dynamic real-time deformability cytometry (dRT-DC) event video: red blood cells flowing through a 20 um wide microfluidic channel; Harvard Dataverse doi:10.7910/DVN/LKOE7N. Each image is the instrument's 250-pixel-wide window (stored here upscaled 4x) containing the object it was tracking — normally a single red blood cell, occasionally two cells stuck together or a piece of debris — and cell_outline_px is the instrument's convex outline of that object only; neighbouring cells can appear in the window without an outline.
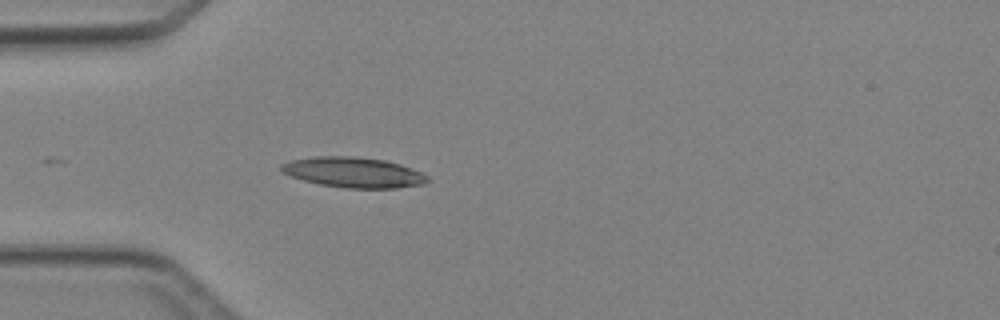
{"species": "Egyptian fruit bat (a non-hibernating species)", "species_latin": "Rousettus aegyptiacus", "temperature_condition": "cold", "stored_images_in_passage": 3, "camera_frame_rate_fps": 3000, "um_per_image_px": 0.085, "animal": {"sex": "female"}, "frame": {"image": 1, "passage_image": 3, "time_ms": 3.333, "image_size_px": [1000, 320], "cell_outline_px": [[432, 180], [424, 184], [396, 188], [344, 188], [320, 184], [304, 180], [292, 176], [284, 172], [280, 168], [280, 164], [292, 160], [316, 156], [356, 156], [384, 160], [400, 164], [420, 172], [428, 176]], "centroid_in_image_um": [30.08, 14.65], "position_along_channel_um": 54.9, "area_um2": 25.78}}